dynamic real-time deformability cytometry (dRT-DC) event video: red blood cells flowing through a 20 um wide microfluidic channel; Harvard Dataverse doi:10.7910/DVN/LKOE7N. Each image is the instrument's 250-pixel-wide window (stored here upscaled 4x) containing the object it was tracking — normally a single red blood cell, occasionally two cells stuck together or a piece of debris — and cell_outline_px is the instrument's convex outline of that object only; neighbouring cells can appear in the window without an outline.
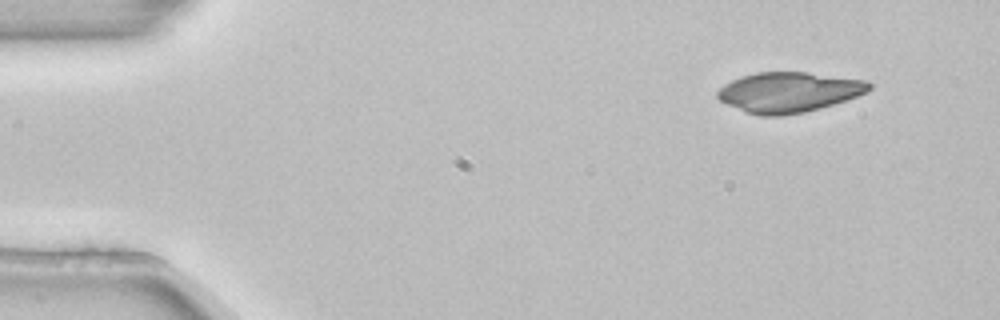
{"species": "common noctule bat (a hibernating species)", "species_latin": "Nyctalus noctula", "temperature_condition": "room temperature", "stored_images_in_passage": 4, "camera_frame_rate_fps": 3000, "um_per_image_px": 0.085, "animal": {"sex": "female", "body_mass_g": 22.7, "forearm_length_mm": 54.2}, "frame": {"image": 1, "passage_image": 1, "time_ms": 0.0, "image_size_px": [1000, 320], "cell_outline_px": [[872, 88], [868, 92], [820, 108], [804, 112], [780, 116], [760, 116], [744, 112], [720, 100], [716, 96], [716, 92], [724, 84], [732, 80], [756, 72], [808, 72], [868, 80], [872, 84]], "centroid_in_image_um": [67.06, 7.83], "position_along_channel_um": 17.9, "area_um2": 35.55}}